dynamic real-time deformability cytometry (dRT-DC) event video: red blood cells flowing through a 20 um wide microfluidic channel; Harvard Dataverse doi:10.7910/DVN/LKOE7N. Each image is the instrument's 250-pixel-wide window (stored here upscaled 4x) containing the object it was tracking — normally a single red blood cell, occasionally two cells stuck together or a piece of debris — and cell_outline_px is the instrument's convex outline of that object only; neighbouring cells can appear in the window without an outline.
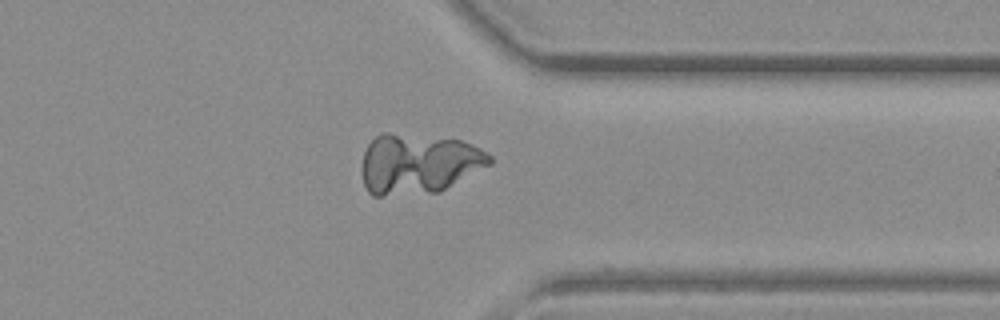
{"species": "common noctule bat (a hibernating species)", "species_latin": "Nyctalus noctula", "temperature_condition": "warm", "stored_images_in_passage": 44, "segment_of_instrument_passage": [2, 2], "camera_frame_rate_fps": 3000, "um_per_image_px": 0.085, "animal": {"sex": "female", "body_mass_g": 19.3, "forearm_length_mm": 54.1}, "frame": {"image": 1, "passage_image": 44, "time_ms": 14.333, "image_size_px": [1000, 320], "cell_outline_px": [[724, 288], [720, 292], [544, 296], [544, 292], [568, 288], [700, 280]], "centroid_in_image_um": [54.46, 24.56], "position_along_channel_um": 356.9, "area_um2": 11.85}}